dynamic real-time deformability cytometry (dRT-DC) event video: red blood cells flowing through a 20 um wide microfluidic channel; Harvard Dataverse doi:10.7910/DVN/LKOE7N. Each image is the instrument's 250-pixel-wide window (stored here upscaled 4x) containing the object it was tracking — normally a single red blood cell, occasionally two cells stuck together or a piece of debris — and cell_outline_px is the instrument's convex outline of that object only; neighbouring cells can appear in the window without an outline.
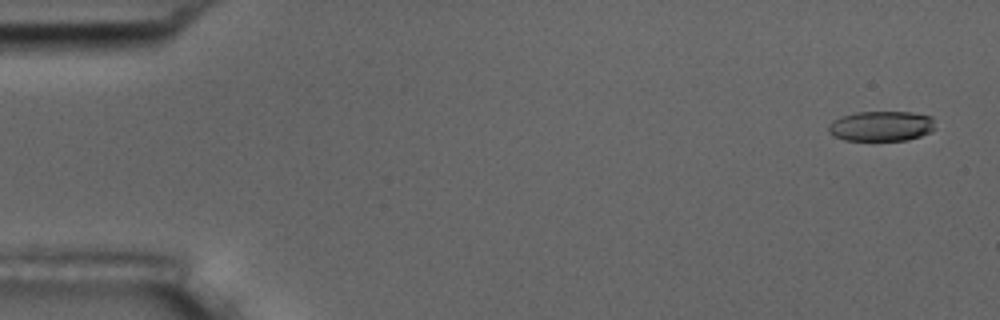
{"species": "common noctule bat (a hibernating species)", "species_latin": "Nyctalus noctula", "temperature_condition": "room temperature", "stored_images_in_passage": 4, "camera_frame_rate_fps": 3000, "um_per_image_px": 0.085, "animal": {"sex": "male", "body_mass_g": 17.5, "forearm_length_mm": 52.3}, "frame": {"image": 1, "passage_image": 1, "time_ms": 0.0, "image_size_px": [1000, 320], "cell_outline_px": [[936, 128], [932, 132], [908, 140], [844, 140], [832, 136], [828, 132], [828, 124], [832, 120], [840, 116], [856, 112], [912, 112], [932, 116]], "centroid_in_image_um": [74.9, 10.71], "position_along_channel_um": 10.1, "area_um2": 19.07}}
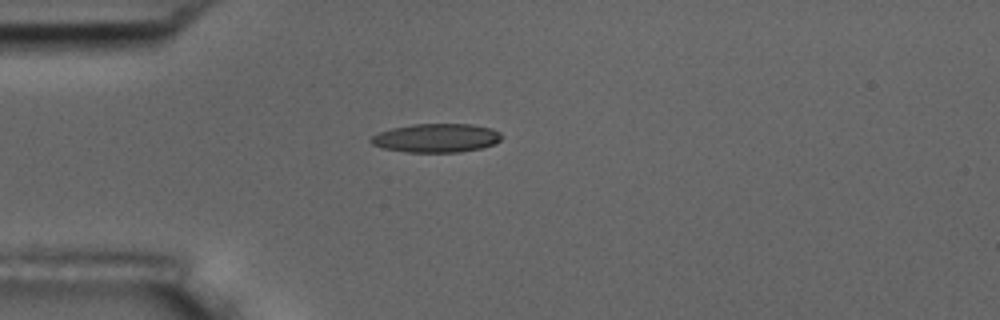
{"frame": {"image": 2, "passage_image": 4, "time_ms": 1.0, "image_size_px": [1000, 320], "cell_outline_px": [[504, 136], [496, 144], [480, 148], [460, 152], [404, 152], [384, 148], [372, 144], [368, 140], [372, 136], [380, 132], [392, 128], [412, 124], [472, 124], [492, 128], [500, 132]], "centroid_in_image_um": [37.12, 11.73], "position_along_channel_um": 47.9, "area_um2": 22.02}}